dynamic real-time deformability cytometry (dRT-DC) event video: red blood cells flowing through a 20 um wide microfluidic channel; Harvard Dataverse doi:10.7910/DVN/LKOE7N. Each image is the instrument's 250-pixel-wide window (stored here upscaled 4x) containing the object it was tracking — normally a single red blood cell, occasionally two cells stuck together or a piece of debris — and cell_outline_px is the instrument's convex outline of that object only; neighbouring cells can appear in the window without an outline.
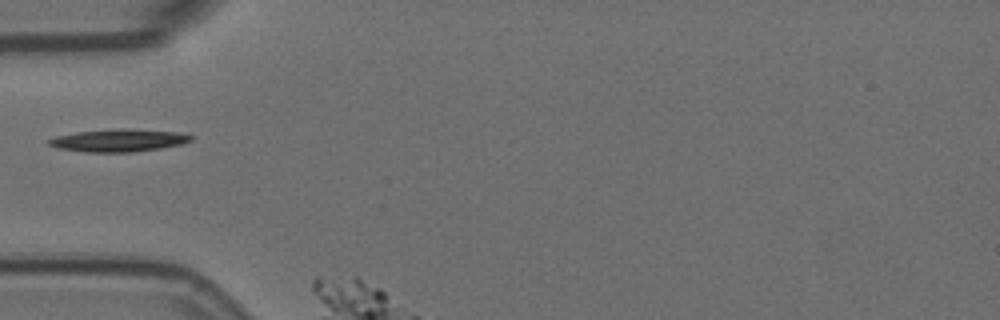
{"species": "Egyptian fruit bat (a non-hibernating species)", "species_latin": "Rousettus aegyptiacus", "temperature_condition": "room temperature", "stored_images_in_passage": 4, "segment_of_instrument_passage": [2, 2], "camera_frame_rate_fps": 3000, "um_per_image_px": 0.085, "animal": {"sex": "female"}, "frame": {"image": 1, "passage_image": 3, "time_ms": 0.667, "image_size_px": [1000, 320], "cell_outline_px": [[192, 140], [180, 144], [160, 148], [132, 152], [84, 152], [60, 148], [48, 144], [44, 140], [56, 136], [76, 132], [176, 132], [192, 136]], "centroid_in_image_um": [9.98, 12.0], "position_along_channel_um": 75.0, "area_um2": 17.05}}